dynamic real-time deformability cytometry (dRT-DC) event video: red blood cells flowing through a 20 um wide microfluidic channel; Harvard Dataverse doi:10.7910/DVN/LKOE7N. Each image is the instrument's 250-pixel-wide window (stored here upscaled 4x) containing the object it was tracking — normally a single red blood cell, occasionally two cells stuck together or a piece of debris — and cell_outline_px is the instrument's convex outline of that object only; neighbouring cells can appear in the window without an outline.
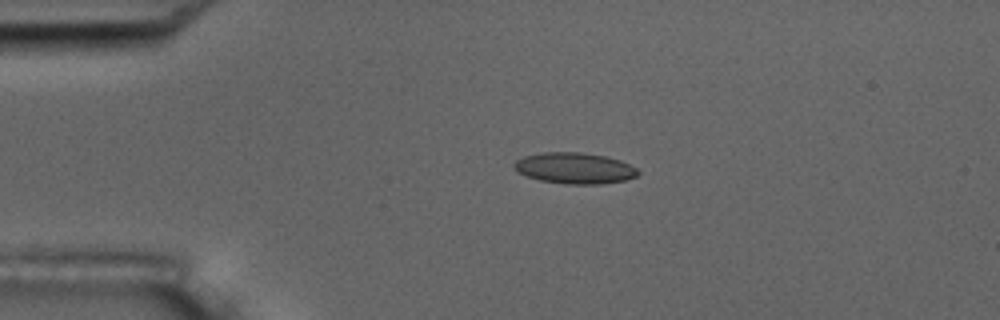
{"species": "common noctule bat (a hibernating species)", "species_latin": "Nyctalus noctula", "temperature_condition": "room temperature", "stored_images_in_passage": 3, "camera_frame_rate_fps": 3000, "um_per_image_px": 0.085, "animal": {"sex": "male", "body_mass_g": 17.5, "forearm_length_mm": 52.3}, "frame": {"image": 1, "passage_image": 2, "time_ms": 1.0, "image_size_px": [1000, 320], "cell_outline_px": [[640, 172], [636, 176], [624, 180], [600, 184], [564, 184], [540, 180], [516, 172], [512, 168], [512, 164], [516, 160], [524, 156], [544, 152], [580, 152], [604, 156], [620, 160], [636, 168]], "centroid_in_image_um": [48.79, 14.29], "position_along_channel_um": 36.2, "area_um2": 22.43}}